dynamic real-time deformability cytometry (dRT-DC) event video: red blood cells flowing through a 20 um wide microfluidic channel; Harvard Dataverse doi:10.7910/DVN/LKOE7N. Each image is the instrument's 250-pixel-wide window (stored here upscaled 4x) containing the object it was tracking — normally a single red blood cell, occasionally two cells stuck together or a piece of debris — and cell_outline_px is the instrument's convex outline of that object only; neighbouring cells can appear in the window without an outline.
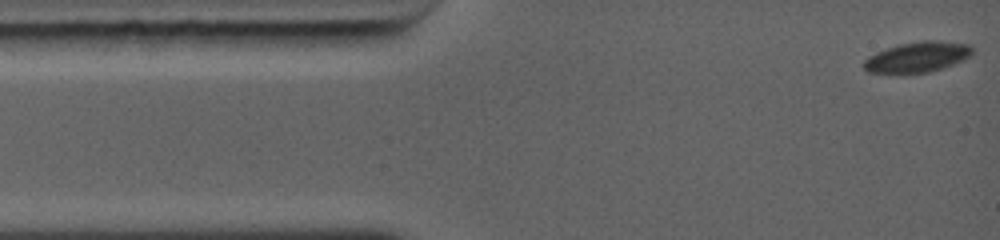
{"species": "common noctule bat (a hibernating species)", "species_latin": "Nyctalus noctula", "temperature_condition": "warm", "stored_images_in_passage": 3, "camera_frame_rate_fps": 5000, "um_per_image_px": 0.085, "animal": {"sex": "female", "body_mass_g": 19.0, "forearm_length_mm": 56.7}, "frame": {"image": 1, "passage_image": 1, "time_ms": 0.0, "image_size_px": [1000, 240], "cell_outline_px": [[972, 52], [964, 60], [928, 72], [868, 72], [864, 68], [864, 60], [868, 56], [876, 52], [900, 44], [924, 40], [944, 40], [972, 44]], "centroid_in_image_um": [78.02, 4.81], "position_along_channel_um": 7.0, "area_um2": 18.96}}
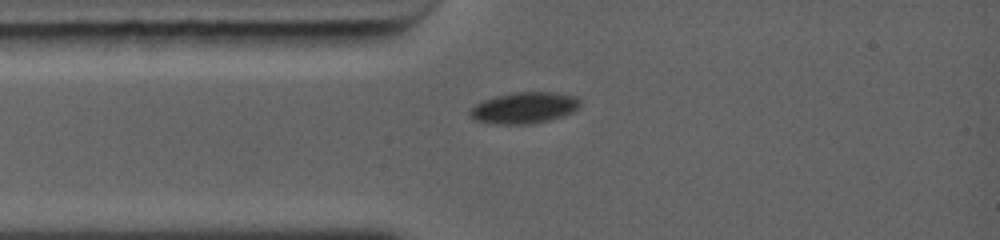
{"frame": {"image": 2, "passage_image": 3, "time_ms": 2.4, "image_size_px": [1000, 240], "cell_outline_px": [[580, 108], [564, 116], [532, 124], [492, 124], [476, 120], [468, 112], [476, 104], [484, 100], [508, 92], [552, 92], [572, 96], [580, 100]], "centroid_in_image_um": [44.56, 9.17], "position_along_channel_um": 40.4, "area_um2": 20.06}}